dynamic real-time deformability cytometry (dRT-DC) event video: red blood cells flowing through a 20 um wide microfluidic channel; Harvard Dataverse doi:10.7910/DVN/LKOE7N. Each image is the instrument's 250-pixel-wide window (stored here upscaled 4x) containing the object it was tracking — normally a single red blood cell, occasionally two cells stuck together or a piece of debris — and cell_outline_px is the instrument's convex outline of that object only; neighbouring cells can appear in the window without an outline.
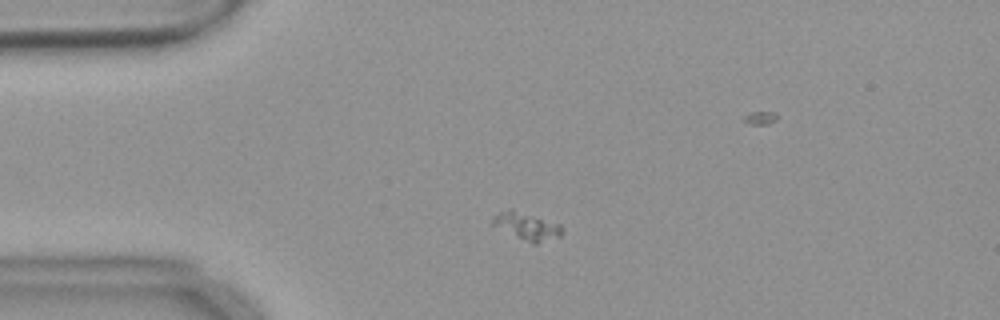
{"species": "common noctule bat (a hibernating species)", "species_latin": "Nyctalus noctula", "temperature_condition": "warm", "stored_images_in_passage": 52, "camera_frame_rate_fps": 3000, "um_per_image_px": 0.085, "animal": {"sex": "female", "body_mass_g": 18.4}, "frame": {"image": 1, "passage_image": 8, "time_ms": 2.333, "image_size_px": [1000, 320], "cell_outline_px": [[564, 232], [560, 236], [536, 244], [532, 244], [488, 224], [492, 216], [500, 212], [512, 208], [560, 224]], "centroid_in_image_um": [44.72, 19.22], "position_along_channel_um": 40.3, "area_um2": 11.39}}
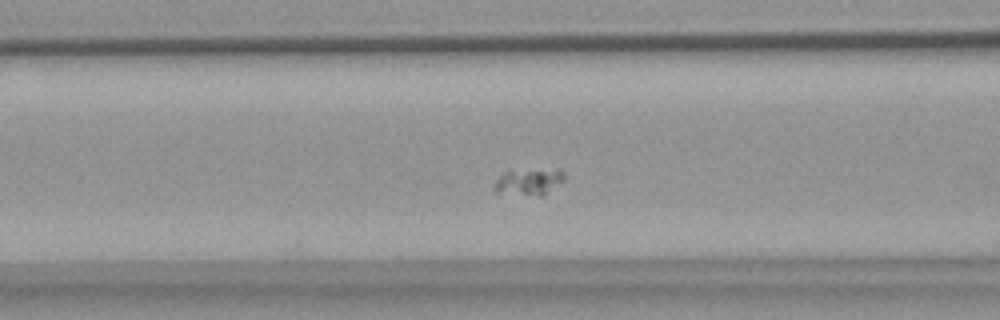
{"frame": {"image": 2, "passage_image": 17, "time_ms": 5.333, "image_size_px": [1000, 320], "cell_outline_px": [[564, 180], [540, 196], [496, 192], [492, 188], [496, 180], [508, 168], [560, 168], [564, 172]], "centroid_in_image_um": [44.93, 15.37], "position_along_channel_um": 121.7, "area_um2": 11.33}}
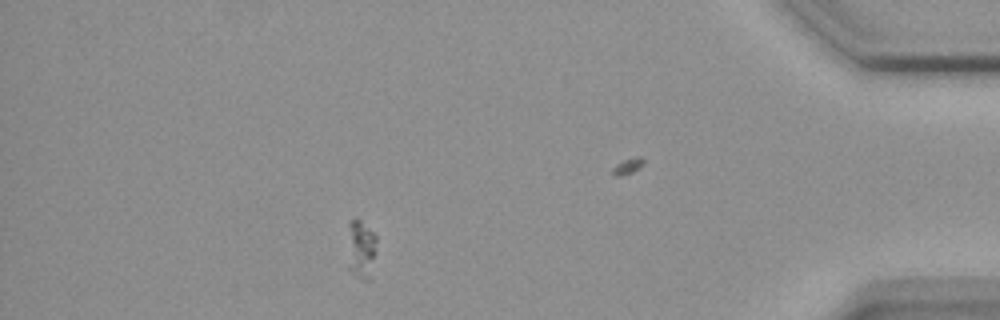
{"frame": {"image": 3, "passage_image": 45, "time_ms": 14.667, "image_size_px": [1000, 320], "cell_outline_px": [[376, 240], [372, 280], [364, 280], [356, 276], [348, 268], [348, 220], [356, 216], [376, 236]], "centroid_in_image_um": [30.68, 21.19], "position_along_channel_um": 404.5, "area_um2": 10.23}}